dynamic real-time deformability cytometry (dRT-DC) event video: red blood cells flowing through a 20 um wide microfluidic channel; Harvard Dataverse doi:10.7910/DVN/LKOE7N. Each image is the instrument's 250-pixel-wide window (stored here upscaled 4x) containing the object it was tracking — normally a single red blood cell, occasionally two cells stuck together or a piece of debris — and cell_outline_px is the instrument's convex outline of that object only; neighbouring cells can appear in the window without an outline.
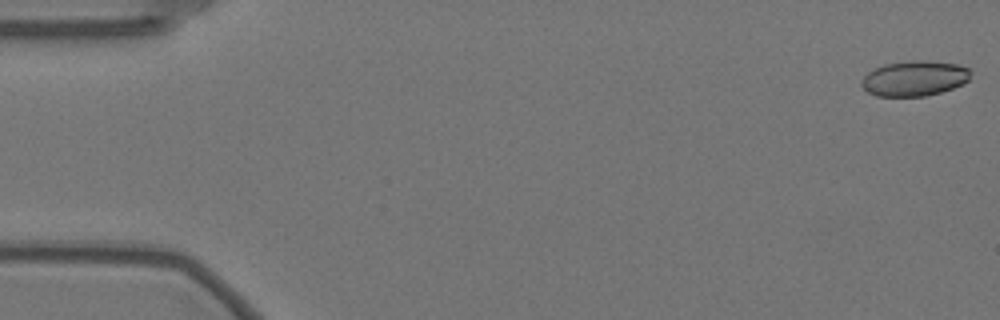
{"species": "Egyptian fruit bat (a non-hibernating species)", "species_latin": "Rousettus aegyptiacus", "temperature_condition": "warm", "stored_images_in_passage": 57, "camera_frame_rate_fps": 3000, "um_per_image_px": 0.085, "animal": {"sex": "female"}, "frame": {"image": 1, "passage_image": 1, "time_ms": 0.0, "image_size_px": [1000, 320], "cell_outline_px": [[972, 72], [968, 80], [964, 84], [940, 92], [924, 96], [876, 96], [868, 92], [860, 84], [860, 80], [868, 72], [884, 64], [912, 60], [928, 60], [956, 64], [968, 68]], "centroid_in_image_um": [77.73, 6.66], "position_along_channel_um": 7.3, "area_um2": 22.48}}
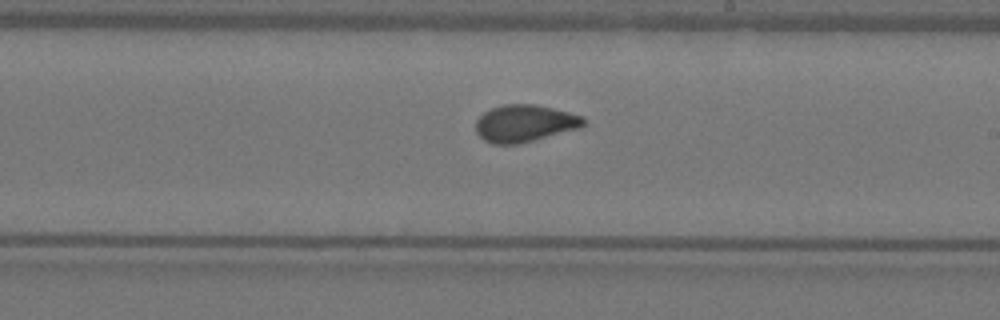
{"frame": {"image": 2, "passage_image": 33, "time_ms": 10.667, "image_size_px": [1000, 320], "cell_outline_px": [[584, 124], [580, 128], [516, 144], [492, 144], [484, 140], [476, 132], [476, 120], [484, 112], [492, 108], [504, 104], [536, 104], [584, 116]], "centroid_in_image_um": [44.58, 10.48], "position_along_channel_um": 244.4, "area_um2": 23.12}}
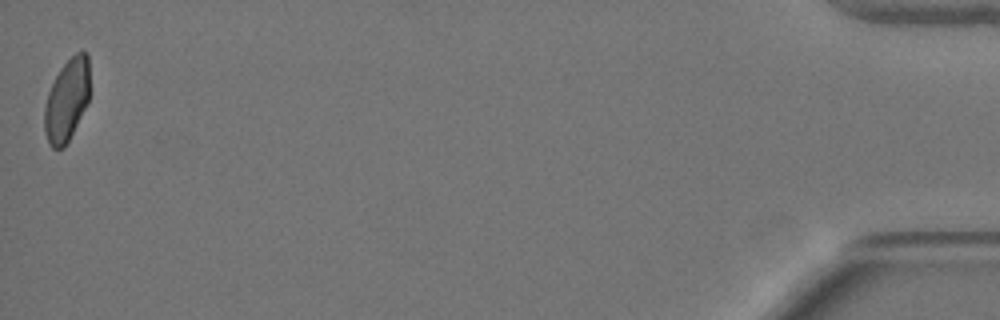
{"frame": {"image": 3, "passage_image": 57, "time_ms": 18.667, "image_size_px": [1000, 320], "cell_outline_px": [[88, 104], [64, 148], [52, 148], [48, 144], [44, 132], [44, 108], [48, 92], [60, 68], [76, 52], [88, 52]], "centroid_in_image_um": [5.66, 8.54], "position_along_channel_um": 429.5, "area_um2": 21.62}, "authors_computed_cell_mechanics": {"area_um2": 23.0044, "velocity_mm_per_s": 3.5285, "shape_relaxation_time_tau1_ms": 8.0115, "shape_relaxation_time_tau2_ms": null, "deformation_change_tau1": 0.1586, "deformation_change_tau2": null}}